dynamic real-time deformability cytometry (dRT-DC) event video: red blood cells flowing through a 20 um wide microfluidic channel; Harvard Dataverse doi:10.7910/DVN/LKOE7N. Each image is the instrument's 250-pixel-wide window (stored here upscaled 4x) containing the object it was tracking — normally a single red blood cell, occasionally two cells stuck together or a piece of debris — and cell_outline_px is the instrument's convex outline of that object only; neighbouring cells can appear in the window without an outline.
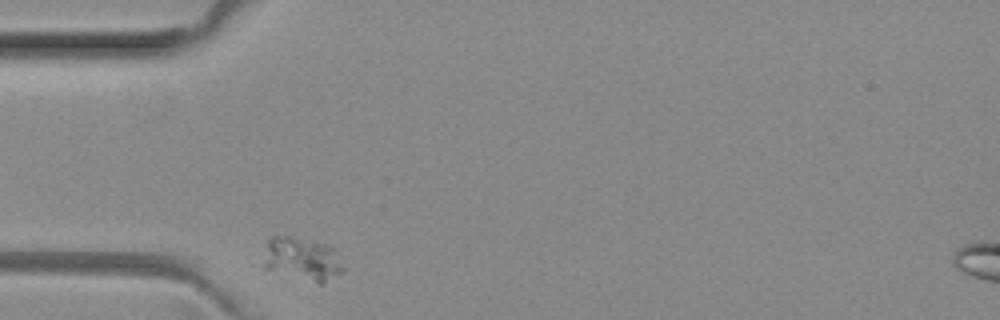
{"species": "common noctule bat (a hibernating species)", "species_latin": "Nyctalus noctula", "temperature_condition": "room temperature", "stored_images_in_passage": 5, "camera_frame_rate_fps": 3000, "um_per_image_px": 0.085, "animal": {"sex": "female", "body_mass_g": 29.2, "forearm_length_mm": 56.3}, "frame": {"image": 1, "passage_image": 5, "time_ms": 1.333, "image_size_px": [1000, 320], "cell_outline_px": [[344, 272], [320, 284], [264, 268], [264, 264], [268, 236], [292, 236], [324, 244], [332, 248], [344, 268]], "centroid_in_image_um": [25.68, 22.01], "position_along_channel_um": 59.3, "area_um2": 19.65}}